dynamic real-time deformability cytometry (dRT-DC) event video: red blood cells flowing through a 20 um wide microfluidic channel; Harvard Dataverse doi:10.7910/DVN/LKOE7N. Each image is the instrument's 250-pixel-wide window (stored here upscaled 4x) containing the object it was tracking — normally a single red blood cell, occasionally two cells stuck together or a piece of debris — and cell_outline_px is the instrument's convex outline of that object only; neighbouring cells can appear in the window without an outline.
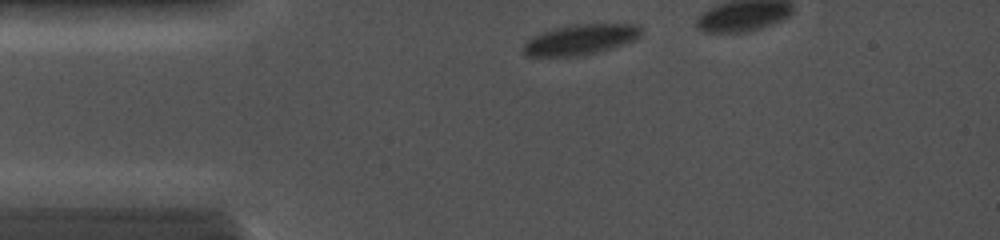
{"species": "common noctule bat (a hibernating species)", "species_latin": "Nyctalus noctula", "temperature_condition": "cold", "stored_images_in_passage": 20, "camera_frame_rate_fps": 5000, "um_per_image_px": 0.085, "animal": {"sex": "female", "body_mass_g": 19.0, "forearm_length_mm": 56.7}, "frame": {"image": 1, "passage_image": 1, "time_ms": 0.0, "image_size_px": [1000, 240], "cell_outline_px": [[644, 32], [640, 36], [624, 44], [596, 52], [576, 56], [528, 56], [524, 52], [524, 44], [532, 36], [556, 28], [576, 24], [640, 24]], "centroid_in_image_um": [49.39, 3.35], "position_along_channel_um": 35.6, "area_um2": 20.58}}
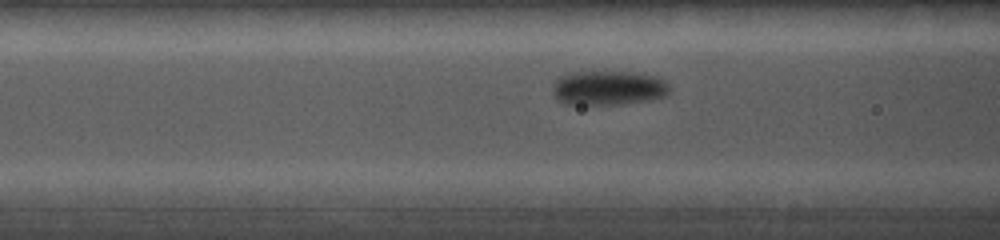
{"frame": {"image": 2, "passage_image": 10, "time_ms": 2.6, "image_size_px": [1000, 240], "cell_outline_px": [[668, 92], [664, 96], [652, 100], [624, 104], [564, 104], [556, 100], [552, 92], [552, 88], [556, 80], [560, 76], [568, 72], [636, 72], [652, 76], [664, 80], [668, 84]], "centroid_in_image_um": [51.66, 7.48], "position_along_channel_um": 114.9, "area_um2": 23.58}}
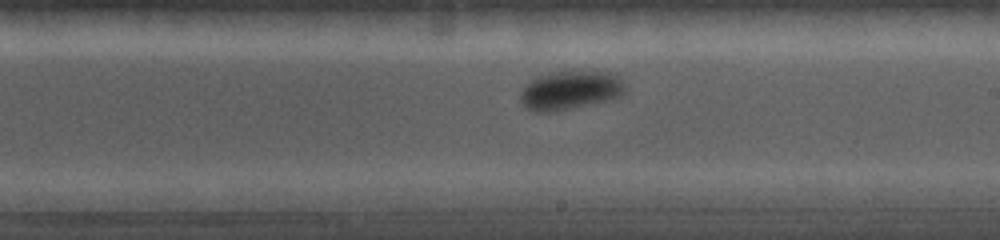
{"frame": {"image": 3, "passage_image": 18, "time_ms": 5.6, "image_size_px": [1000, 240], "cell_outline_px": [[624, 92], [620, 96], [604, 100], [568, 108], [548, 112], [532, 112], [524, 108], [520, 100], [520, 96], [524, 88], [532, 80], [540, 76], [556, 72], [608, 72], [616, 76], [624, 84]], "centroid_in_image_um": [48.41, 7.69], "position_along_channel_um": 240.6, "area_um2": 22.77}}